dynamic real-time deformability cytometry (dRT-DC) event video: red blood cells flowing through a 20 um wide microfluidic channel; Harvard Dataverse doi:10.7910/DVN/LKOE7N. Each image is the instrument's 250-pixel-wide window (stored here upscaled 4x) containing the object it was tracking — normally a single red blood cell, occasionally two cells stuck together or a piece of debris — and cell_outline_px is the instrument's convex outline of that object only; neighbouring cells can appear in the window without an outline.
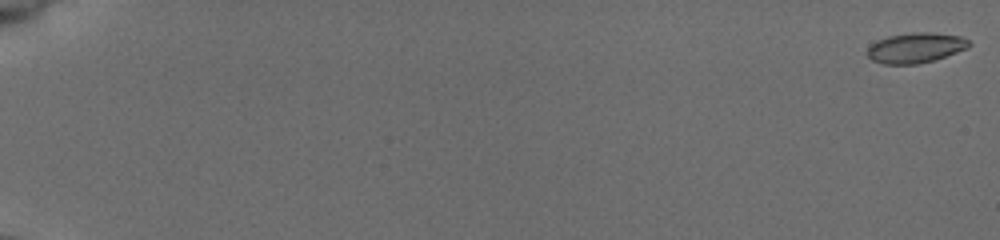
{"species": "common noctule bat (a hibernating species)", "species_latin": "Nyctalus noctula", "temperature_condition": "cold", "stored_images_in_passage": 56, "camera_frame_rate_fps": 3000, "um_per_image_px": 0.085, "animal": {"sex": "female", "body_mass_g": 19.5, "forearm_length_mm": 54.1}, "frame": {"image": 1, "passage_image": 1, "time_ms": 0.0, "image_size_px": [1000, 240], "cell_outline_px": [[972, 44], [968, 48], [932, 60], [916, 64], [884, 64], [872, 60], [868, 56], [868, 48], [876, 40], [888, 36], [912, 32], [932, 32], [960, 36], [968, 40]], "centroid_in_image_um": [77.82, 4.05], "position_along_channel_um": 7.2, "area_um2": 17.74}}
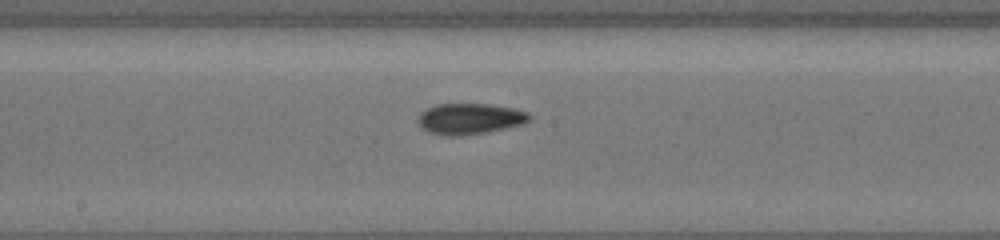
{"frame": {"image": 2, "passage_image": 33, "time_ms": 10.667, "image_size_px": [1000, 240], "cell_outline_px": [[532, 116], [524, 124], [484, 132], [456, 136], [444, 136], [428, 132], [420, 128], [416, 120], [420, 112], [436, 104], [488, 104], [512, 108], [528, 112]], "centroid_in_image_um": [39.87, 10.1], "position_along_channel_um": 208.3, "area_um2": 20.11}}
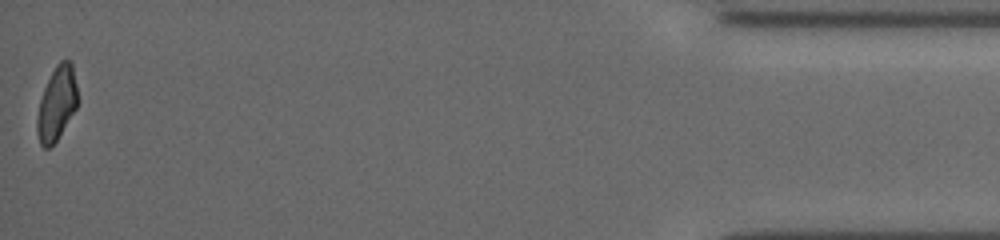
{"frame": {"image": 3, "passage_image": 56, "time_ms": 18.333, "image_size_px": [1000, 240], "cell_outline_px": [[76, 108], [56, 140], [48, 148], [44, 148], [40, 144], [36, 128], [36, 120], [40, 100], [44, 88], [56, 64], [60, 60], [68, 60], [72, 64], [76, 84]], "centroid_in_image_um": [4.8, 8.79], "position_along_channel_um": 430.4, "area_um2": 16.99}, "authors_computed_cell_mechanics": {"area_um2": 18.2648, "velocity_mm_per_s": 3.8879, "shape_relaxation_time_tau1_ms": 3.785, "shape_relaxation_time_tau2_ms": 3.8371, "deformation_change_tau1": 0.1307, "deformation_change_tau2": 0.0971}}